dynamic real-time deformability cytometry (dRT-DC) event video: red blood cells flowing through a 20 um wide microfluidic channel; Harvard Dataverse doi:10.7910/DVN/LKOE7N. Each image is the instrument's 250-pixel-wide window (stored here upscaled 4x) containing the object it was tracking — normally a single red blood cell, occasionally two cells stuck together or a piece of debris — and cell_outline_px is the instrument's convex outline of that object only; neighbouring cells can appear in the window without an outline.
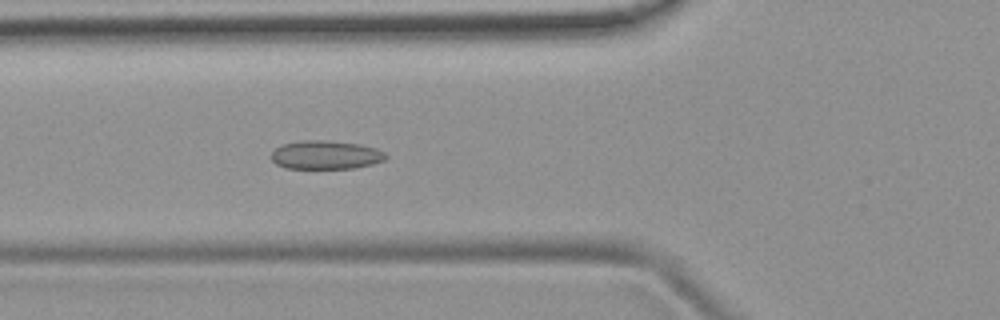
{"species": "common noctule bat (a hibernating species)", "species_latin": "Nyctalus noctula", "temperature_condition": "room temperature", "stored_images_in_passage": 51, "camera_frame_rate_fps": 3000, "um_per_image_px": 0.085, "animal": {"sex": "female", "body_mass_g": 19.9}, "frame": {"image": 1, "passage_image": 19, "time_ms": 6.0, "image_size_px": [1000, 320], "cell_outline_px": [[388, 156], [384, 160], [372, 164], [356, 168], [284, 168], [276, 164], [272, 160], [272, 152], [280, 144], [300, 140], [324, 140], [360, 144], [376, 148], [384, 152]], "centroid_in_image_um": [27.68, 13.16], "position_along_channel_um": 98.1, "area_um2": 19.19}}
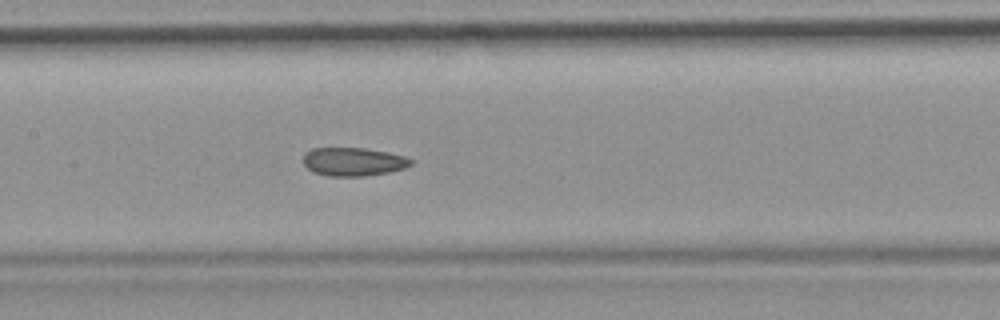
{"frame": {"image": 2, "passage_image": 25, "time_ms": 8.0, "image_size_px": [1000, 320], "cell_outline_px": [[412, 164], [404, 168], [388, 172], [364, 176], [328, 176], [312, 172], [304, 164], [304, 152], [312, 148], [364, 148], [404, 156], [412, 160]], "centroid_in_image_um": [29.99, 13.75], "position_along_channel_um": 177.4, "area_um2": 17.69}}
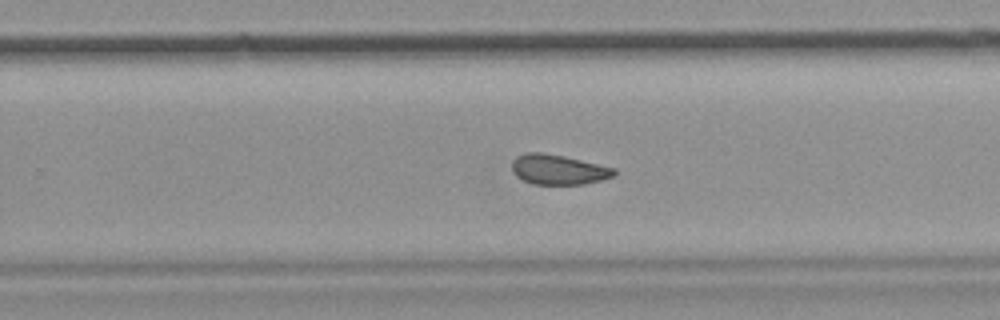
{"frame": {"image": 3, "passage_image": 33, "time_ms": 10.667, "image_size_px": [1000, 320], "cell_outline_px": [[616, 176], [604, 180], [584, 184], [532, 184], [516, 176], [512, 172], [512, 160], [516, 156], [528, 152], [544, 152], [564, 156], [616, 168]], "centroid_in_image_um": [47.48, 14.41], "position_along_channel_um": 282.3, "area_um2": 18.09}, "authors_computed_cell_mechanics": {"area_um2": 18.9584, "velocity_mm_per_s": 3.9566, "shape_relaxation_time_tau1_ms": null, "shape_relaxation_time_tau2_ms": 2.7002, "deformation_change_tau1": null, "deformation_change_tau2": 0.0651}}